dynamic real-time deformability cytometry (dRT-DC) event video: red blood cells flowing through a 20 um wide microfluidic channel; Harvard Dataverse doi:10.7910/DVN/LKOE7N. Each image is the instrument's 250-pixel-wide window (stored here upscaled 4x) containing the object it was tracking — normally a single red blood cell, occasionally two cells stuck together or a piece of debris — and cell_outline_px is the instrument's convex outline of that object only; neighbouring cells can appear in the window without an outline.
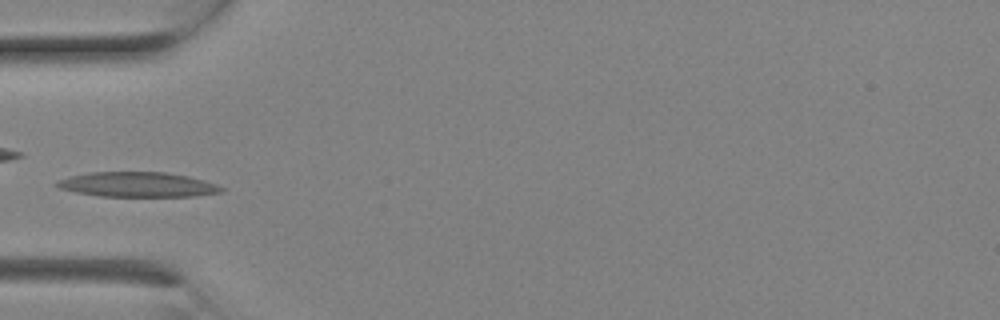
{"species": "Egyptian fruit bat (a non-hibernating species)", "species_latin": "Rousettus aegyptiacus", "temperature_condition": "room temperature", "stored_images_in_passage": 2, "camera_frame_rate_fps": 3000, "um_per_image_px": 0.085, "animal": {"sex": "female"}, "frame": {"image": 1, "passage_image": 2, "time_ms": 0.333, "image_size_px": [1000, 320], "cell_outline_px": [[224, 188], [220, 192], [196, 196], [100, 196], [76, 192], [60, 188], [52, 184], [56, 180], [68, 176], [88, 172], [168, 172], [188, 176], [204, 180], [216, 184]], "centroid_in_image_um": [11.64, 15.68], "position_along_channel_um": 73.4, "area_um2": 23.93}}